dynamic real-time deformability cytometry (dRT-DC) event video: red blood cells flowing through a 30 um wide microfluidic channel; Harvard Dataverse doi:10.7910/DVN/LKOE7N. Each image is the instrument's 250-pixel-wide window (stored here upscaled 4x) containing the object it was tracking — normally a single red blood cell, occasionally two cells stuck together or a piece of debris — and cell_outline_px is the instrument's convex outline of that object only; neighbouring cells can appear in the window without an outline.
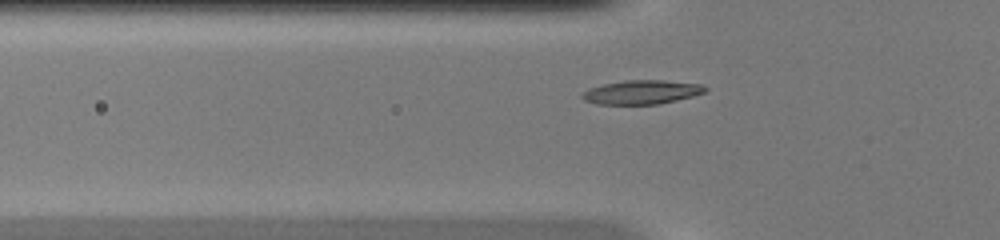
{"species": "common noctule bat (a hibernating species)", "species_latin": "Nyctalus noctula", "temperature_condition": "warm", "stored_images_in_passage": 37, "camera_frame_rate_fps": 3000, "um_per_image_px": 0.085, "animal": {"sex": "female", "body_mass_g": 20.0, "forearm_length_mm": 54.0}, "frame": {"image": 1, "passage_image": 6, "time_ms": 1.667, "image_size_px": [1000, 240], "cell_outline_px": [[708, 88], [704, 92], [692, 96], [660, 104], [596, 104], [584, 100], [580, 96], [588, 88], [604, 84], [624, 80], [664, 80], [700, 84]], "centroid_in_image_um": [54.52, 7.83], "position_along_channel_um": 71.3, "area_um2": 17.11}}
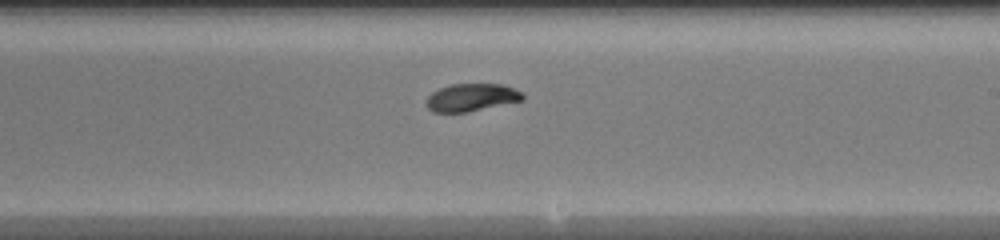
{"frame": {"image": 2, "passage_image": 19, "time_ms": 6.0, "image_size_px": [1000, 240], "cell_outline_px": [[524, 100], [468, 112], [432, 112], [428, 108], [428, 96], [432, 92], [440, 88], [452, 84], [504, 84], [520, 92], [524, 96]], "centroid_in_image_um": [40.09, 8.28], "position_along_channel_um": 248.9, "area_um2": 15.37}}
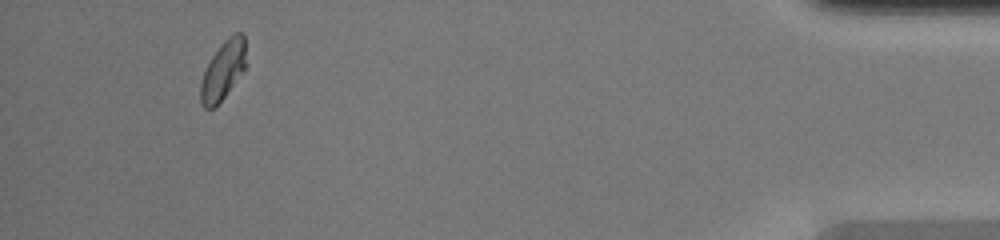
{"frame": {"image": 3, "passage_image": 36, "time_ms": 11.667, "image_size_px": [1000, 240], "cell_outline_px": [[248, 64], [224, 96], [212, 108], [204, 108], [200, 104], [200, 84], [204, 72], [212, 56], [220, 44], [232, 32], [240, 32], [244, 36]], "centroid_in_image_um": [18.98, 5.92], "position_along_channel_um": 416.2, "area_um2": 15.61}}